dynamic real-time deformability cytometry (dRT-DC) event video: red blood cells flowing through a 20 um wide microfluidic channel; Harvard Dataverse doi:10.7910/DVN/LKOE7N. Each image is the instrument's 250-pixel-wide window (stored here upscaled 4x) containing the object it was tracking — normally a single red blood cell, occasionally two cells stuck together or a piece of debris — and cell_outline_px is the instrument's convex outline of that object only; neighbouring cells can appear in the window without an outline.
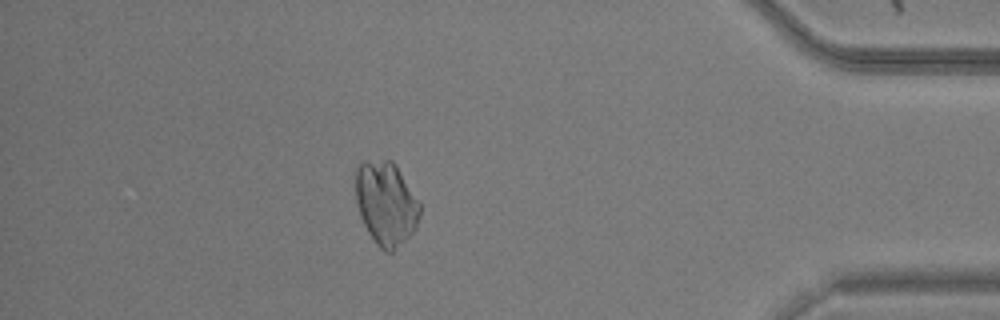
{"species": "common noctule bat (a hibernating species)", "species_latin": "Nyctalus noctula", "temperature_condition": "warm", "stored_images_in_passage": 51, "camera_frame_rate_fps": 3000, "um_per_image_px": 0.085, "animal": {"sex": "male", "body_mass_g": 20.5, "forearm_length_mm": 52.5}, "frame": {"image": 1, "passage_image": 45, "time_ms": 14.667, "image_size_px": [1000, 320], "cell_outline_px": [[420, 212], [416, 228], [392, 252], [384, 252], [376, 244], [368, 232], [360, 216], [356, 204], [356, 164], [364, 160], [392, 160], [396, 164], [420, 204]], "centroid_in_image_um": [32.78, 17.26], "position_along_channel_um": 402.4, "area_um2": 31.33}}